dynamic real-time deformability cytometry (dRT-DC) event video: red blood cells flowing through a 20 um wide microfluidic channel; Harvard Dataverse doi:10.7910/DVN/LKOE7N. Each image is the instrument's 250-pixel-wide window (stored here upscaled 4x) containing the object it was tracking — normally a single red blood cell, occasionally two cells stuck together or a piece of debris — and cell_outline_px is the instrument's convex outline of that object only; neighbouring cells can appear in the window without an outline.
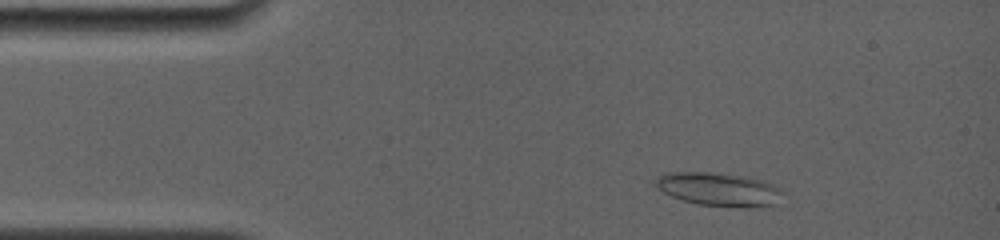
{"species": "common noctule bat (a hibernating species)", "species_latin": "Nyctalus noctula", "temperature_condition": "room temperature", "stored_images_in_passage": 52, "camera_frame_rate_fps": 4000, "um_per_image_px": 0.085, "animal": {"sex": "female", "body_mass_g": 19.0, "forearm_length_mm": 56.7}, "frame": {"image": 1, "passage_image": 6, "time_ms": 1.25, "image_size_px": [1000, 240], "cell_outline_px": [[784, 192], [776, 204], [764, 208], [740, 208], [696, 204], [672, 196], [656, 188], [652, 184], [652, 180], [668, 172], [708, 172], [744, 176], [764, 180], [780, 188]], "centroid_in_image_um": [61.13, 16.11], "position_along_channel_um": 23.9, "area_um2": 25.32}}
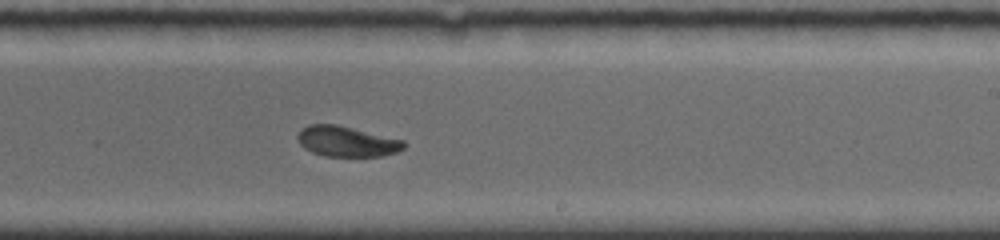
{"frame": {"image": 2, "passage_image": 31, "time_ms": 9.0, "image_size_px": [1000, 240], "cell_outline_px": [[408, 144], [404, 148], [396, 152], [384, 156], [324, 156], [312, 152], [304, 148], [300, 144], [296, 136], [308, 124], [336, 124], [404, 140]], "centroid_in_image_um": [29.49, 12.03], "position_along_channel_um": 259.5, "area_um2": 18.84}}
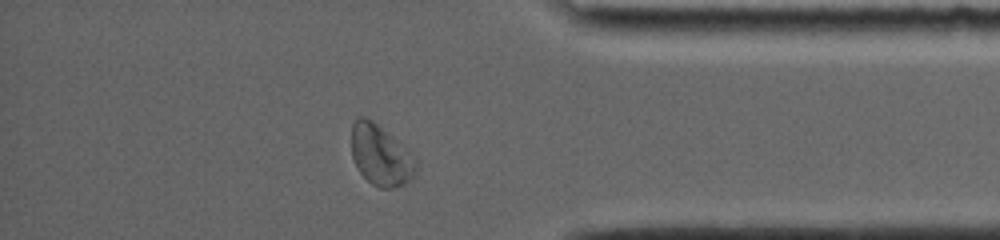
{"frame": {"image": 3, "passage_image": 47, "time_ms": 13.0, "image_size_px": [1000, 240], "cell_outline_px": [[416, 172], [404, 184], [392, 188], [380, 188], [372, 184], [360, 172], [352, 156], [352, 124], [360, 116], [364, 116], [372, 120], [392, 136], [416, 156]], "centroid_in_image_um": [32.37, 13.2], "position_along_channel_um": 402.8, "area_um2": 22.6}, "authors_computed_cell_mechanics": {"area_um2": 20.519, "velocity_mm_per_s": 3.7907, "shape_relaxation_time_tau1_ms": 8.0124, "shape_relaxation_time_tau2_ms": null, "deformation_change_tau1": 0.1448, "deformation_change_tau2": null}}